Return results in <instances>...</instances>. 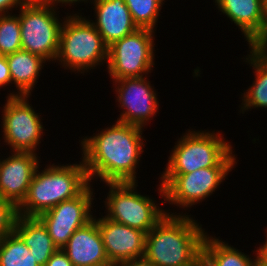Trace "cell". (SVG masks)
Wrapping results in <instances>:
<instances>
[{"label":"cell","instance_id":"cell-4","mask_svg":"<svg viewBox=\"0 0 267 266\" xmlns=\"http://www.w3.org/2000/svg\"><path fill=\"white\" fill-rule=\"evenodd\" d=\"M173 148L162 174H188L206 167H234L237 163L232 145L219 131L188 130Z\"/></svg>","mask_w":267,"mask_h":266},{"label":"cell","instance_id":"cell-7","mask_svg":"<svg viewBox=\"0 0 267 266\" xmlns=\"http://www.w3.org/2000/svg\"><path fill=\"white\" fill-rule=\"evenodd\" d=\"M104 217L145 232L146 234L167 214L155 202L136 192L137 182L106 183ZM157 205V206H156Z\"/></svg>","mask_w":267,"mask_h":266},{"label":"cell","instance_id":"cell-31","mask_svg":"<svg viewBox=\"0 0 267 266\" xmlns=\"http://www.w3.org/2000/svg\"><path fill=\"white\" fill-rule=\"evenodd\" d=\"M267 233V232H266ZM266 241L264 244H262L259 249H257L255 252H257V254L255 256H257V263H263V264H267V234H266Z\"/></svg>","mask_w":267,"mask_h":266},{"label":"cell","instance_id":"cell-12","mask_svg":"<svg viewBox=\"0 0 267 266\" xmlns=\"http://www.w3.org/2000/svg\"><path fill=\"white\" fill-rule=\"evenodd\" d=\"M147 76L114 80L117 101L123 109L117 121L145 127L157 114L158 98Z\"/></svg>","mask_w":267,"mask_h":266},{"label":"cell","instance_id":"cell-23","mask_svg":"<svg viewBox=\"0 0 267 266\" xmlns=\"http://www.w3.org/2000/svg\"><path fill=\"white\" fill-rule=\"evenodd\" d=\"M138 28L155 30L165 0H124Z\"/></svg>","mask_w":267,"mask_h":266},{"label":"cell","instance_id":"cell-13","mask_svg":"<svg viewBox=\"0 0 267 266\" xmlns=\"http://www.w3.org/2000/svg\"><path fill=\"white\" fill-rule=\"evenodd\" d=\"M97 219L106 254L113 266L144 257L146 233L104 216Z\"/></svg>","mask_w":267,"mask_h":266},{"label":"cell","instance_id":"cell-22","mask_svg":"<svg viewBox=\"0 0 267 266\" xmlns=\"http://www.w3.org/2000/svg\"><path fill=\"white\" fill-rule=\"evenodd\" d=\"M0 266H39L29 247L15 233L0 239Z\"/></svg>","mask_w":267,"mask_h":266},{"label":"cell","instance_id":"cell-16","mask_svg":"<svg viewBox=\"0 0 267 266\" xmlns=\"http://www.w3.org/2000/svg\"><path fill=\"white\" fill-rule=\"evenodd\" d=\"M92 2L96 20L91 21L107 46L138 29L124 0H92Z\"/></svg>","mask_w":267,"mask_h":266},{"label":"cell","instance_id":"cell-6","mask_svg":"<svg viewBox=\"0 0 267 266\" xmlns=\"http://www.w3.org/2000/svg\"><path fill=\"white\" fill-rule=\"evenodd\" d=\"M18 8L22 50L41 56L47 62L56 60L63 24L56 8L40 0H29Z\"/></svg>","mask_w":267,"mask_h":266},{"label":"cell","instance_id":"cell-33","mask_svg":"<svg viewBox=\"0 0 267 266\" xmlns=\"http://www.w3.org/2000/svg\"><path fill=\"white\" fill-rule=\"evenodd\" d=\"M196 266H212L203 256L197 261Z\"/></svg>","mask_w":267,"mask_h":266},{"label":"cell","instance_id":"cell-21","mask_svg":"<svg viewBox=\"0 0 267 266\" xmlns=\"http://www.w3.org/2000/svg\"><path fill=\"white\" fill-rule=\"evenodd\" d=\"M246 58L247 63L255 70V81L242 97L241 112L254 108H267V56L254 53L251 49ZM244 98V99H243ZM252 107V108H251Z\"/></svg>","mask_w":267,"mask_h":266},{"label":"cell","instance_id":"cell-28","mask_svg":"<svg viewBox=\"0 0 267 266\" xmlns=\"http://www.w3.org/2000/svg\"><path fill=\"white\" fill-rule=\"evenodd\" d=\"M12 84L9 64L6 56L0 55V88Z\"/></svg>","mask_w":267,"mask_h":266},{"label":"cell","instance_id":"cell-5","mask_svg":"<svg viewBox=\"0 0 267 266\" xmlns=\"http://www.w3.org/2000/svg\"><path fill=\"white\" fill-rule=\"evenodd\" d=\"M56 60L65 69L84 73L107 63L108 46L91 20L71 14L63 18ZM68 67V68H67Z\"/></svg>","mask_w":267,"mask_h":266},{"label":"cell","instance_id":"cell-3","mask_svg":"<svg viewBox=\"0 0 267 266\" xmlns=\"http://www.w3.org/2000/svg\"><path fill=\"white\" fill-rule=\"evenodd\" d=\"M39 171L37 167L27 194L18 205V214L38 217L62 201L79 196L89 185L84 161L80 164L51 165Z\"/></svg>","mask_w":267,"mask_h":266},{"label":"cell","instance_id":"cell-26","mask_svg":"<svg viewBox=\"0 0 267 266\" xmlns=\"http://www.w3.org/2000/svg\"><path fill=\"white\" fill-rule=\"evenodd\" d=\"M249 48L259 55L267 56V12L262 31L249 44Z\"/></svg>","mask_w":267,"mask_h":266},{"label":"cell","instance_id":"cell-1","mask_svg":"<svg viewBox=\"0 0 267 266\" xmlns=\"http://www.w3.org/2000/svg\"><path fill=\"white\" fill-rule=\"evenodd\" d=\"M143 130L116 121L93 137L82 139V159L89 181L97 177L105 183L137 182L135 170L145 145Z\"/></svg>","mask_w":267,"mask_h":266},{"label":"cell","instance_id":"cell-30","mask_svg":"<svg viewBox=\"0 0 267 266\" xmlns=\"http://www.w3.org/2000/svg\"><path fill=\"white\" fill-rule=\"evenodd\" d=\"M120 266H156L151 261L146 259L145 257H140L137 259L129 260L122 263Z\"/></svg>","mask_w":267,"mask_h":266},{"label":"cell","instance_id":"cell-20","mask_svg":"<svg viewBox=\"0 0 267 266\" xmlns=\"http://www.w3.org/2000/svg\"><path fill=\"white\" fill-rule=\"evenodd\" d=\"M202 256L212 266H257V256L251 259L239 249L209 234L204 239Z\"/></svg>","mask_w":267,"mask_h":266},{"label":"cell","instance_id":"cell-27","mask_svg":"<svg viewBox=\"0 0 267 266\" xmlns=\"http://www.w3.org/2000/svg\"><path fill=\"white\" fill-rule=\"evenodd\" d=\"M45 266H74V265L68 259L67 254L62 249H58L46 262Z\"/></svg>","mask_w":267,"mask_h":266},{"label":"cell","instance_id":"cell-24","mask_svg":"<svg viewBox=\"0 0 267 266\" xmlns=\"http://www.w3.org/2000/svg\"><path fill=\"white\" fill-rule=\"evenodd\" d=\"M22 50L19 15H0V55L7 56Z\"/></svg>","mask_w":267,"mask_h":266},{"label":"cell","instance_id":"cell-34","mask_svg":"<svg viewBox=\"0 0 267 266\" xmlns=\"http://www.w3.org/2000/svg\"><path fill=\"white\" fill-rule=\"evenodd\" d=\"M257 266H267V264L257 263Z\"/></svg>","mask_w":267,"mask_h":266},{"label":"cell","instance_id":"cell-32","mask_svg":"<svg viewBox=\"0 0 267 266\" xmlns=\"http://www.w3.org/2000/svg\"><path fill=\"white\" fill-rule=\"evenodd\" d=\"M40 1H42L43 3L48 4L50 6L56 7L58 5V3L59 4L60 3L65 4V6H66V4L69 3L68 5L71 6V4L74 5V3H76V2H79V3L83 2V1L86 2L88 0H40Z\"/></svg>","mask_w":267,"mask_h":266},{"label":"cell","instance_id":"cell-29","mask_svg":"<svg viewBox=\"0 0 267 266\" xmlns=\"http://www.w3.org/2000/svg\"><path fill=\"white\" fill-rule=\"evenodd\" d=\"M29 0H0V15L2 14H10L14 7L23 6Z\"/></svg>","mask_w":267,"mask_h":266},{"label":"cell","instance_id":"cell-2","mask_svg":"<svg viewBox=\"0 0 267 266\" xmlns=\"http://www.w3.org/2000/svg\"><path fill=\"white\" fill-rule=\"evenodd\" d=\"M206 234L190 215L167 213L146 234L144 257L156 266H196Z\"/></svg>","mask_w":267,"mask_h":266},{"label":"cell","instance_id":"cell-9","mask_svg":"<svg viewBox=\"0 0 267 266\" xmlns=\"http://www.w3.org/2000/svg\"><path fill=\"white\" fill-rule=\"evenodd\" d=\"M233 167H206L188 174H162L160 197L169 204L190 208L212 195Z\"/></svg>","mask_w":267,"mask_h":266},{"label":"cell","instance_id":"cell-25","mask_svg":"<svg viewBox=\"0 0 267 266\" xmlns=\"http://www.w3.org/2000/svg\"><path fill=\"white\" fill-rule=\"evenodd\" d=\"M18 216V206L0 198V239L14 232Z\"/></svg>","mask_w":267,"mask_h":266},{"label":"cell","instance_id":"cell-10","mask_svg":"<svg viewBox=\"0 0 267 266\" xmlns=\"http://www.w3.org/2000/svg\"><path fill=\"white\" fill-rule=\"evenodd\" d=\"M29 96L8 97L2 110L3 139L13 152L36 153L43 134L41 117L28 102Z\"/></svg>","mask_w":267,"mask_h":266},{"label":"cell","instance_id":"cell-15","mask_svg":"<svg viewBox=\"0 0 267 266\" xmlns=\"http://www.w3.org/2000/svg\"><path fill=\"white\" fill-rule=\"evenodd\" d=\"M62 250L74 266H113L106 254L95 216L74 232Z\"/></svg>","mask_w":267,"mask_h":266},{"label":"cell","instance_id":"cell-18","mask_svg":"<svg viewBox=\"0 0 267 266\" xmlns=\"http://www.w3.org/2000/svg\"><path fill=\"white\" fill-rule=\"evenodd\" d=\"M6 59L9 64L12 83L18 90L15 93H10L8 97L30 96L46 60L25 50L9 54Z\"/></svg>","mask_w":267,"mask_h":266},{"label":"cell","instance_id":"cell-8","mask_svg":"<svg viewBox=\"0 0 267 266\" xmlns=\"http://www.w3.org/2000/svg\"><path fill=\"white\" fill-rule=\"evenodd\" d=\"M154 30L138 28L108 46L107 70L112 81L143 77L154 67Z\"/></svg>","mask_w":267,"mask_h":266},{"label":"cell","instance_id":"cell-19","mask_svg":"<svg viewBox=\"0 0 267 266\" xmlns=\"http://www.w3.org/2000/svg\"><path fill=\"white\" fill-rule=\"evenodd\" d=\"M14 232L23 240L39 266H45L58 250L46 227L37 217L18 216Z\"/></svg>","mask_w":267,"mask_h":266},{"label":"cell","instance_id":"cell-14","mask_svg":"<svg viewBox=\"0 0 267 266\" xmlns=\"http://www.w3.org/2000/svg\"><path fill=\"white\" fill-rule=\"evenodd\" d=\"M37 153L12 152L0 161V198L17 206L25 198L39 166Z\"/></svg>","mask_w":267,"mask_h":266},{"label":"cell","instance_id":"cell-11","mask_svg":"<svg viewBox=\"0 0 267 266\" xmlns=\"http://www.w3.org/2000/svg\"><path fill=\"white\" fill-rule=\"evenodd\" d=\"M91 184L77 197L62 201L37 218L46 227L49 236L58 249H62L74 232L93 219L91 208L93 198Z\"/></svg>","mask_w":267,"mask_h":266},{"label":"cell","instance_id":"cell-17","mask_svg":"<svg viewBox=\"0 0 267 266\" xmlns=\"http://www.w3.org/2000/svg\"><path fill=\"white\" fill-rule=\"evenodd\" d=\"M215 5L241 29L250 44L262 31L266 14L265 0H215Z\"/></svg>","mask_w":267,"mask_h":266}]
</instances>
